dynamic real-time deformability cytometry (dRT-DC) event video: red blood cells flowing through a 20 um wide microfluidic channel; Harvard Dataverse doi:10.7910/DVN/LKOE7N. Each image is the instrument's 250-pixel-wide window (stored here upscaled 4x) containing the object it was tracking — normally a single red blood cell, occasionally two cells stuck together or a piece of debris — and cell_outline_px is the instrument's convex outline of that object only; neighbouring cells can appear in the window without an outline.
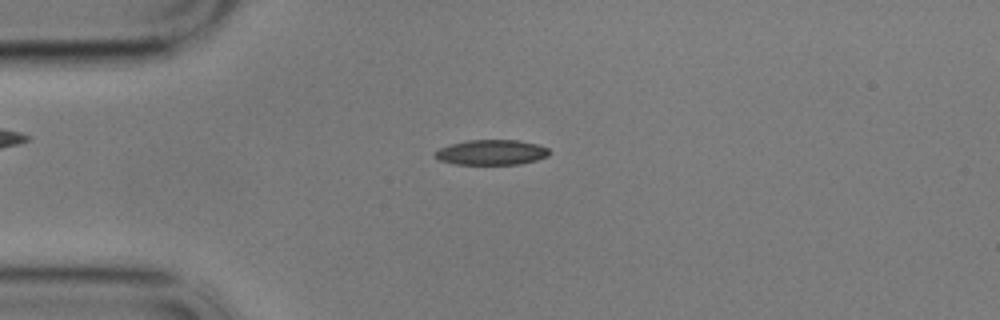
{"species": "common noctule bat (a hibernating species)", "species_latin": "Nyctalus noctula", "temperature_condition": "cold", "stored_images_in_passage": 51, "camera_frame_rate_fps": 3000, "um_per_image_px": 0.085, "animal": {"sex": "male", "body_mass_g": 17.9}, "frame": {"image": 1, "passage_image": 7, "time_ms": 2.0, "image_size_px": [1000, 320], "cell_outline_px": [[548, 156], [536, 160], [520, 164], [456, 164], [440, 160], [432, 156], [432, 152], [440, 148], [452, 144], [468, 140], [516, 140], [536, 144], [548, 148]], "centroid_in_image_um": [41.73, 12.95], "position_along_channel_um": 43.3, "area_um2": 16.65}}
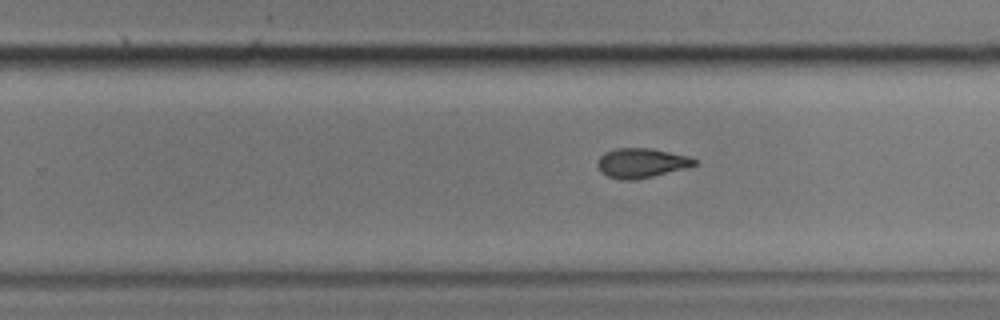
{"frame": {"image": 2, "passage_image": 29, "time_ms": 9.333, "image_size_px": [1000, 320], "cell_outline_px": [[696, 164], [684, 168], [636, 180], [624, 180], [608, 176], [600, 172], [596, 164], [600, 156], [604, 152], [616, 148], [652, 148], [688, 156], [696, 160]], "centroid_in_image_um": [54.46, 13.84], "position_along_channel_um": 275.3, "area_um2": 16.59}}
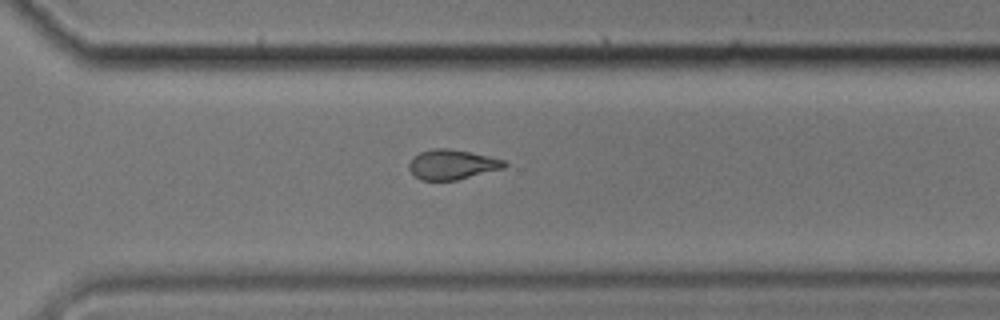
{"frame": {"image": 3, "passage_image": 34, "time_ms": 11.0, "image_size_px": [1000, 320], "cell_outline_px": [[508, 164], [504, 168], [456, 180], [420, 180], [408, 168], [408, 164], [412, 156], [420, 152], [432, 148], [448, 148], [472, 152], [504, 160]], "centroid_in_image_um": [38.41, 13.97], "position_along_channel_um": 332.2, "area_um2": 16.65}, "authors_computed_cell_mechanics": {"area_um2": 16.8776, "velocity_mm_per_s": 3.4213, "shape_relaxation_time_tau1_ms": 5.9486, "shape_relaxation_time_tau2_ms": 2.735, "deformation_change_tau1": 0.17, "deformation_change_tau2": 0.0774}}